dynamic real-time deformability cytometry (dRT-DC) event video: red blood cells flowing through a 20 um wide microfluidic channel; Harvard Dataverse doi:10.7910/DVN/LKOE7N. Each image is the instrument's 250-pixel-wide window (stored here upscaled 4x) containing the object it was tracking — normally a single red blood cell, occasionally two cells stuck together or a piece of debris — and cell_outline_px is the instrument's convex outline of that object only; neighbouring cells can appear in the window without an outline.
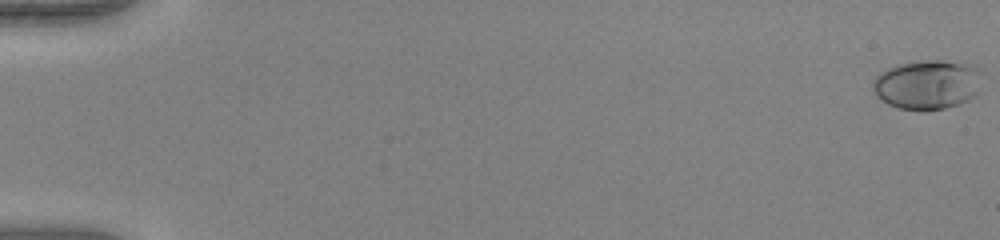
{"species": "human", "species_latin": "Homo sapiens", "temperature_condition": "warm", "stored_images_in_passage": 53, "camera_frame_rate_fps": 3000, "um_per_image_px": 0.085, "donor": {"sex": "female"}, "frame": {"image": 1, "passage_image": 1, "time_ms": 0.0, "image_size_px": [1000, 240], "cell_outline_px": [[980, 72], [976, 92], [968, 100], [960, 104], [928, 112], [920, 112], [896, 108], [880, 100], [876, 96], [872, 88], [872, 80], [880, 72], [896, 64], [924, 60], [940, 60], [976, 64], [980, 68]], "centroid_in_image_um": [78.77, 7.2], "position_along_channel_um": 6.2, "area_um2": 32.08}}
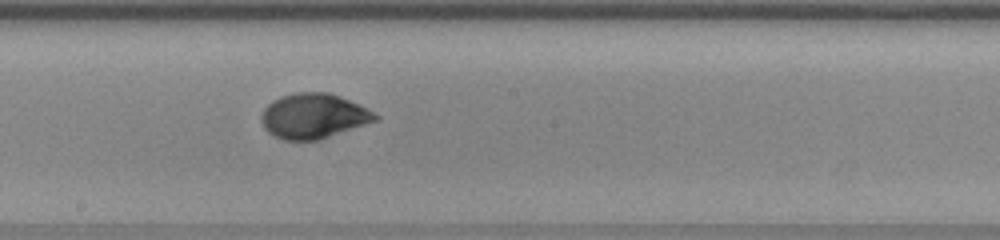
{"frame": {"image": 2, "passage_image": 31, "time_ms": 10.0, "image_size_px": [1000, 240], "cell_outline_px": [[380, 120], [316, 140], [284, 140], [272, 136], [264, 128], [260, 120], [260, 116], [264, 108], [272, 100], [280, 96], [296, 92], [328, 92], [340, 96], [360, 104], [368, 108], [380, 116]], "centroid_in_image_um": [26.65, 9.85], "position_along_channel_um": 221.6, "area_um2": 30.17}}
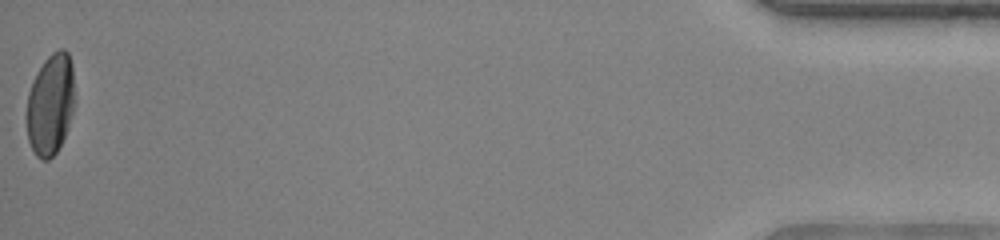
{"frame": {"image": 3, "passage_image": 53, "time_ms": 17.333, "image_size_px": [1000, 240], "cell_outline_px": [[72, 112], [68, 128], [56, 152], [48, 160], [40, 160], [36, 156], [28, 140], [24, 116], [28, 92], [32, 80], [44, 60], [52, 52], [60, 48], [64, 48], [68, 52], [72, 64]], "centroid_in_image_um": [4.22, 8.88], "position_along_channel_um": 431.0, "area_um2": 28.5}, "authors_computed_cell_mechanics": {"area_um2": 28.9, "velocity_mm_per_s": 4.0568, "shape_relaxation_time_tau1_ms": 3.5268, "shape_relaxation_time_tau2_ms": 0.7837, "deformation_change_tau1": 0.1758, "deformation_change_tau2": 0.0415}}